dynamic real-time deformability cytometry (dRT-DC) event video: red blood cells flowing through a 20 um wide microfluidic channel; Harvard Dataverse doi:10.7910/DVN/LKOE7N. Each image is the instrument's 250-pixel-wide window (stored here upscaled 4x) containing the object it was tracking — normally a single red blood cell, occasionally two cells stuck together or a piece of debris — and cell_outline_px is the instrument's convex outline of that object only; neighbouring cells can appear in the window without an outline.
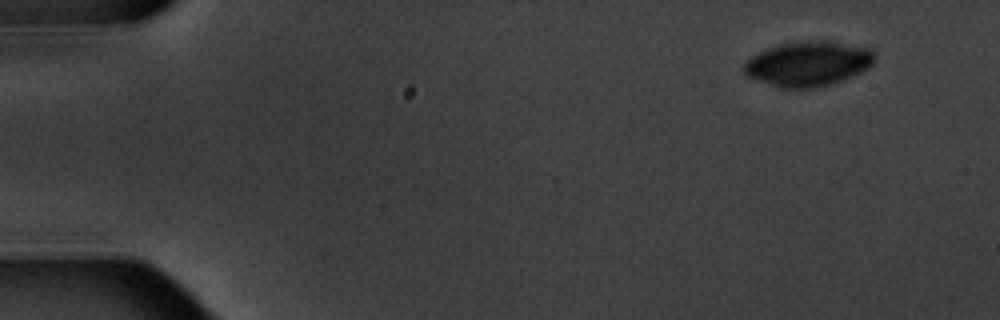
{"species": "common noctule bat (a hibernating species)", "species_latin": "Nyctalus noctula", "temperature_condition": "warm", "stored_images_in_passage": 4, "camera_frame_rate_fps": 3000, "um_per_image_px": 0.085, "animal": {"sex": "male", "body_mass_g": 20.1, "forearm_length_mm": 53.5}, "frame": {"image": 1, "passage_image": 1, "time_ms": 0.0, "image_size_px": [1000, 320], "cell_outline_px": [[876, 60], [868, 68], [844, 80], [832, 84], [816, 88], [780, 88], [748, 76], [744, 72], [744, 64], [752, 56], [768, 48], [780, 44], [804, 40], [828, 40], [868, 48], [872, 52]], "centroid_in_image_um": [68.72, 5.41], "position_along_channel_um": 16.3, "area_um2": 34.1}}